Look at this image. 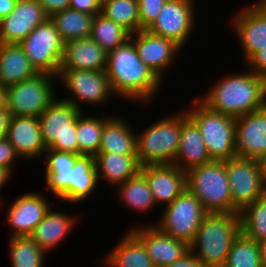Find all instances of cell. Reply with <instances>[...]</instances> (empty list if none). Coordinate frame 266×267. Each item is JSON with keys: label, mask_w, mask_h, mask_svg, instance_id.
I'll return each instance as SVG.
<instances>
[{"label": "cell", "mask_w": 266, "mask_h": 267, "mask_svg": "<svg viewBox=\"0 0 266 267\" xmlns=\"http://www.w3.org/2000/svg\"><path fill=\"white\" fill-rule=\"evenodd\" d=\"M11 114L7 108L0 109V140L7 137Z\"/></svg>", "instance_id": "ee69618b"}, {"label": "cell", "mask_w": 266, "mask_h": 267, "mask_svg": "<svg viewBox=\"0 0 266 267\" xmlns=\"http://www.w3.org/2000/svg\"><path fill=\"white\" fill-rule=\"evenodd\" d=\"M12 175L13 173L9 169H6L0 166V189L1 190H2V187L4 188V186H6V183L10 182V178L12 177ZM3 203L4 201L2 200L0 196V208H2L1 204Z\"/></svg>", "instance_id": "bcb514c9"}, {"label": "cell", "mask_w": 266, "mask_h": 267, "mask_svg": "<svg viewBox=\"0 0 266 267\" xmlns=\"http://www.w3.org/2000/svg\"><path fill=\"white\" fill-rule=\"evenodd\" d=\"M44 173L46 191H51L63 203L85 202L99 185L92 155H81L72 168L45 169Z\"/></svg>", "instance_id": "ba28073f"}, {"label": "cell", "mask_w": 266, "mask_h": 267, "mask_svg": "<svg viewBox=\"0 0 266 267\" xmlns=\"http://www.w3.org/2000/svg\"><path fill=\"white\" fill-rule=\"evenodd\" d=\"M16 2L17 0H0V20L14 10Z\"/></svg>", "instance_id": "f6af8a7d"}, {"label": "cell", "mask_w": 266, "mask_h": 267, "mask_svg": "<svg viewBox=\"0 0 266 267\" xmlns=\"http://www.w3.org/2000/svg\"><path fill=\"white\" fill-rule=\"evenodd\" d=\"M7 108V86L0 83V109Z\"/></svg>", "instance_id": "c3c4849f"}, {"label": "cell", "mask_w": 266, "mask_h": 267, "mask_svg": "<svg viewBox=\"0 0 266 267\" xmlns=\"http://www.w3.org/2000/svg\"><path fill=\"white\" fill-rule=\"evenodd\" d=\"M213 161L204 144L203 136L197 126L187 117L186 111L182 110V128L178 153L174 160L180 170L187 172L197 166Z\"/></svg>", "instance_id": "cb8c5ba5"}, {"label": "cell", "mask_w": 266, "mask_h": 267, "mask_svg": "<svg viewBox=\"0 0 266 267\" xmlns=\"http://www.w3.org/2000/svg\"><path fill=\"white\" fill-rule=\"evenodd\" d=\"M130 40L140 60L163 82L166 70L175 62L181 47L174 41L155 35L148 30L130 34Z\"/></svg>", "instance_id": "2e32d148"}, {"label": "cell", "mask_w": 266, "mask_h": 267, "mask_svg": "<svg viewBox=\"0 0 266 267\" xmlns=\"http://www.w3.org/2000/svg\"><path fill=\"white\" fill-rule=\"evenodd\" d=\"M160 119L136 134L137 158L141 166L174 163L180 141L182 111Z\"/></svg>", "instance_id": "8992f818"}, {"label": "cell", "mask_w": 266, "mask_h": 267, "mask_svg": "<svg viewBox=\"0 0 266 267\" xmlns=\"http://www.w3.org/2000/svg\"><path fill=\"white\" fill-rule=\"evenodd\" d=\"M241 233L257 242L266 239V195L239 212Z\"/></svg>", "instance_id": "d590c367"}, {"label": "cell", "mask_w": 266, "mask_h": 267, "mask_svg": "<svg viewBox=\"0 0 266 267\" xmlns=\"http://www.w3.org/2000/svg\"><path fill=\"white\" fill-rule=\"evenodd\" d=\"M69 8L96 16L101 13L100 0H70Z\"/></svg>", "instance_id": "60d3db41"}, {"label": "cell", "mask_w": 266, "mask_h": 267, "mask_svg": "<svg viewBox=\"0 0 266 267\" xmlns=\"http://www.w3.org/2000/svg\"><path fill=\"white\" fill-rule=\"evenodd\" d=\"M194 0H167L149 32L174 41L181 48L191 38L197 25ZM196 23V25H195Z\"/></svg>", "instance_id": "9a60e30c"}, {"label": "cell", "mask_w": 266, "mask_h": 267, "mask_svg": "<svg viewBox=\"0 0 266 267\" xmlns=\"http://www.w3.org/2000/svg\"><path fill=\"white\" fill-rule=\"evenodd\" d=\"M44 10L45 14L50 17L56 12L64 11L69 8L70 0H37Z\"/></svg>", "instance_id": "b9f144b4"}, {"label": "cell", "mask_w": 266, "mask_h": 267, "mask_svg": "<svg viewBox=\"0 0 266 267\" xmlns=\"http://www.w3.org/2000/svg\"><path fill=\"white\" fill-rule=\"evenodd\" d=\"M65 42L50 18L39 24L19 45L38 73L58 77Z\"/></svg>", "instance_id": "4fadbf2b"}, {"label": "cell", "mask_w": 266, "mask_h": 267, "mask_svg": "<svg viewBox=\"0 0 266 267\" xmlns=\"http://www.w3.org/2000/svg\"><path fill=\"white\" fill-rule=\"evenodd\" d=\"M59 80L71 95L61 99L72 103L80 111L83 110L81 105H85L82 103L102 106L115 95L105 71L60 69Z\"/></svg>", "instance_id": "7c38bea8"}, {"label": "cell", "mask_w": 266, "mask_h": 267, "mask_svg": "<svg viewBox=\"0 0 266 267\" xmlns=\"http://www.w3.org/2000/svg\"><path fill=\"white\" fill-rule=\"evenodd\" d=\"M167 0H138L140 31L147 30L156 20Z\"/></svg>", "instance_id": "f35d334b"}, {"label": "cell", "mask_w": 266, "mask_h": 267, "mask_svg": "<svg viewBox=\"0 0 266 267\" xmlns=\"http://www.w3.org/2000/svg\"><path fill=\"white\" fill-rule=\"evenodd\" d=\"M258 246L263 266L266 267V239L259 241Z\"/></svg>", "instance_id": "681fc988"}, {"label": "cell", "mask_w": 266, "mask_h": 267, "mask_svg": "<svg viewBox=\"0 0 266 267\" xmlns=\"http://www.w3.org/2000/svg\"><path fill=\"white\" fill-rule=\"evenodd\" d=\"M127 231L103 258L104 267H155L143 243L129 229Z\"/></svg>", "instance_id": "4316f807"}, {"label": "cell", "mask_w": 266, "mask_h": 267, "mask_svg": "<svg viewBox=\"0 0 266 267\" xmlns=\"http://www.w3.org/2000/svg\"><path fill=\"white\" fill-rule=\"evenodd\" d=\"M232 197V213L266 195V182L260 173L257 159L233 157L225 160Z\"/></svg>", "instance_id": "5bb4252c"}, {"label": "cell", "mask_w": 266, "mask_h": 267, "mask_svg": "<svg viewBox=\"0 0 266 267\" xmlns=\"http://www.w3.org/2000/svg\"><path fill=\"white\" fill-rule=\"evenodd\" d=\"M90 37L108 54L126 43L130 33L100 13L94 16Z\"/></svg>", "instance_id": "836d02e7"}, {"label": "cell", "mask_w": 266, "mask_h": 267, "mask_svg": "<svg viewBox=\"0 0 266 267\" xmlns=\"http://www.w3.org/2000/svg\"><path fill=\"white\" fill-rule=\"evenodd\" d=\"M185 109L197 126L212 160L225 161L236 157V118L209 109L198 98Z\"/></svg>", "instance_id": "5b68a950"}, {"label": "cell", "mask_w": 266, "mask_h": 267, "mask_svg": "<svg viewBox=\"0 0 266 267\" xmlns=\"http://www.w3.org/2000/svg\"><path fill=\"white\" fill-rule=\"evenodd\" d=\"M114 191L118 195L117 198L120 199L119 202L122 201L123 205L134 212L146 215L157 206L148 183L140 172L118 185Z\"/></svg>", "instance_id": "f546056e"}, {"label": "cell", "mask_w": 266, "mask_h": 267, "mask_svg": "<svg viewBox=\"0 0 266 267\" xmlns=\"http://www.w3.org/2000/svg\"><path fill=\"white\" fill-rule=\"evenodd\" d=\"M120 115H112L103 126L98 152L137 155L136 132Z\"/></svg>", "instance_id": "83f0119b"}, {"label": "cell", "mask_w": 266, "mask_h": 267, "mask_svg": "<svg viewBox=\"0 0 266 267\" xmlns=\"http://www.w3.org/2000/svg\"><path fill=\"white\" fill-rule=\"evenodd\" d=\"M250 72H235L216 80L203 96L197 98L209 109L240 117L266 106V79Z\"/></svg>", "instance_id": "7a4b0ae2"}, {"label": "cell", "mask_w": 266, "mask_h": 267, "mask_svg": "<svg viewBox=\"0 0 266 267\" xmlns=\"http://www.w3.org/2000/svg\"><path fill=\"white\" fill-rule=\"evenodd\" d=\"M57 98L38 117L43 142L47 149L78 154L76 120L82 111Z\"/></svg>", "instance_id": "9c48e42d"}, {"label": "cell", "mask_w": 266, "mask_h": 267, "mask_svg": "<svg viewBox=\"0 0 266 267\" xmlns=\"http://www.w3.org/2000/svg\"><path fill=\"white\" fill-rule=\"evenodd\" d=\"M223 267H264L258 242L240 233L234 240Z\"/></svg>", "instance_id": "8d00e7d4"}, {"label": "cell", "mask_w": 266, "mask_h": 267, "mask_svg": "<svg viewBox=\"0 0 266 267\" xmlns=\"http://www.w3.org/2000/svg\"><path fill=\"white\" fill-rule=\"evenodd\" d=\"M111 117L101 114V117L89 116L82 111L76 120V135L78 155L95 156L101 144L104 123Z\"/></svg>", "instance_id": "1f68e13d"}, {"label": "cell", "mask_w": 266, "mask_h": 267, "mask_svg": "<svg viewBox=\"0 0 266 267\" xmlns=\"http://www.w3.org/2000/svg\"><path fill=\"white\" fill-rule=\"evenodd\" d=\"M140 173L145 177L157 206L172 203L186 189V172L174 164L143 165Z\"/></svg>", "instance_id": "ffe728a7"}, {"label": "cell", "mask_w": 266, "mask_h": 267, "mask_svg": "<svg viewBox=\"0 0 266 267\" xmlns=\"http://www.w3.org/2000/svg\"><path fill=\"white\" fill-rule=\"evenodd\" d=\"M151 224L133 225L129 230L143 243L155 267H167L190 251L189 244L161 232Z\"/></svg>", "instance_id": "ac0fdd59"}, {"label": "cell", "mask_w": 266, "mask_h": 267, "mask_svg": "<svg viewBox=\"0 0 266 267\" xmlns=\"http://www.w3.org/2000/svg\"><path fill=\"white\" fill-rule=\"evenodd\" d=\"M77 216L66 212L52 210L47 212L42 221L38 223L29 237L37 243L46 253L62 245L72 229L77 224Z\"/></svg>", "instance_id": "d4e9b609"}, {"label": "cell", "mask_w": 266, "mask_h": 267, "mask_svg": "<svg viewBox=\"0 0 266 267\" xmlns=\"http://www.w3.org/2000/svg\"><path fill=\"white\" fill-rule=\"evenodd\" d=\"M240 233L239 213H207L189 245L190 251L206 267H223Z\"/></svg>", "instance_id": "3957f363"}, {"label": "cell", "mask_w": 266, "mask_h": 267, "mask_svg": "<svg viewBox=\"0 0 266 267\" xmlns=\"http://www.w3.org/2000/svg\"><path fill=\"white\" fill-rule=\"evenodd\" d=\"M206 214L201 201L186 188L172 203L165 205L153 225L190 245Z\"/></svg>", "instance_id": "8fae6325"}, {"label": "cell", "mask_w": 266, "mask_h": 267, "mask_svg": "<svg viewBox=\"0 0 266 267\" xmlns=\"http://www.w3.org/2000/svg\"><path fill=\"white\" fill-rule=\"evenodd\" d=\"M20 156L16 153L14 147L7 138L0 140V166L9 169L12 173L15 170L14 163ZM13 165V166H12ZM14 169V170H13Z\"/></svg>", "instance_id": "ab89813d"}, {"label": "cell", "mask_w": 266, "mask_h": 267, "mask_svg": "<svg viewBox=\"0 0 266 267\" xmlns=\"http://www.w3.org/2000/svg\"><path fill=\"white\" fill-rule=\"evenodd\" d=\"M258 166L264 181L266 182V152L257 158Z\"/></svg>", "instance_id": "7dc6e473"}, {"label": "cell", "mask_w": 266, "mask_h": 267, "mask_svg": "<svg viewBox=\"0 0 266 267\" xmlns=\"http://www.w3.org/2000/svg\"><path fill=\"white\" fill-rule=\"evenodd\" d=\"M253 3L237 11L230 24L243 49L245 68L266 79V0Z\"/></svg>", "instance_id": "277c9868"}, {"label": "cell", "mask_w": 266, "mask_h": 267, "mask_svg": "<svg viewBox=\"0 0 266 267\" xmlns=\"http://www.w3.org/2000/svg\"><path fill=\"white\" fill-rule=\"evenodd\" d=\"M6 138L20 158L25 160L43 157L47 150L38 117L11 116Z\"/></svg>", "instance_id": "7402d4cb"}, {"label": "cell", "mask_w": 266, "mask_h": 267, "mask_svg": "<svg viewBox=\"0 0 266 267\" xmlns=\"http://www.w3.org/2000/svg\"><path fill=\"white\" fill-rule=\"evenodd\" d=\"M94 159L99 183L103 179L110 187L123 184L141 169L137 155L98 152Z\"/></svg>", "instance_id": "484cf974"}, {"label": "cell", "mask_w": 266, "mask_h": 267, "mask_svg": "<svg viewBox=\"0 0 266 267\" xmlns=\"http://www.w3.org/2000/svg\"><path fill=\"white\" fill-rule=\"evenodd\" d=\"M47 18L37 0H17L14 10L0 20V44H19Z\"/></svg>", "instance_id": "d6986e66"}, {"label": "cell", "mask_w": 266, "mask_h": 267, "mask_svg": "<svg viewBox=\"0 0 266 267\" xmlns=\"http://www.w3.org/2000/svg\"><path fill=\"white\" fill-rule=\"evenodd\" d=\"M80 156L71 152L47 149L41 159H45V169H64L74 167Z\"/></svg>", "instance_id": "74e56055"}, {"label": "cell", "mask_w": 266, "mask_h": 267, "mask_svg": "<svg viewBox=\"0 0 266 267\" xmlns=\"http://www.w3.org/2000/svg\"><path fill=\"white\" fill-rule=\"evenodd\" d=\"M51 207L42 192H27L15 198L5 214L6 224L12 230L10 237L29 236Z\"/></svg>", "instance_id": "e0dca14e"}, {"label": "cell", "mask_w": 266, "mask_h": 267, "mask_svg": "<svg viewBox=\"0 0 266 267\" xmlns=\"http://www.w3.org/2000/svg\"><path fill=\"white\" fill-rule=\"evenodd\" d=\"M58 77L37 73L32 78L7 87V109L11 116L39 117L58 96Z\"/></svg>", "instance_id": "30bf717a"}, {"label": "cell", "mask_w": 266, "mask_h": 267, "mask_svg": "<svg viewBox=\"0 0 266 267\" xmlns=\"http://www.w3.org/2000/svg\"><path fill=\"white\" fill-rule=\"evenodd\" d=\"M37 73L19 44H0V83L3 86L25 81Z\"/></svg>", "instance_id": "f1b7e54d"}, {"label": "cell", "mask_w": 266, "mask_h": 267, "mask_svg": "<svg viewBox=\"0 0 266 267\" xmlns=\"http://www.w3.org/2000/svg\"><path fill=\"white\" fill-rule=\"evenodd\" d=\"M167 267H206L191 251Z\"/></svg>", "instance_id": "7bdbcfd3"}, {"label": "cell", "mask_w": 266, "mask_h": 267, "mask_svg": "<svg viewBox=\"0 0 266 267\" xmlns=\"http://www.w3.org/2000/svg\"><path fill=\"white\" fill-rule=\"evenodd\" d=\"M64 42L88 38L91 35L94 16L67 8L49 17Z\"/></svg>", "instance_id": "4dcf8cb0"}, {"label": "cell", "mask_w": 266, "mask_h": 267, "mask_svg": "<svg viewBox=\"0 0 266 267\" xmlns=\"http://www.w3.org/2000/svg\"><path fill=\"white\" fill-rule=\"evenodd\" d=\"M107 52L91 37L66 41L60 69L105 71Z\"/></svg>", "instance_id": "603a6c76"}, {"label": "cell", "mask_w": 266, "mask_h": 267, "mask_svg": "<svg viewBox=\"0 0 266 267\" xmlns=\"http://www.w3.org/2000/svg\"><path fill=\"white\" fill-rule=\"evenodd\" d=\"M237 157L257 159L266 152V106L236 118Z\"/></svg>", "instance_id": "44dd1931"}, {"label": "cell", "mask_w": 266, "mask_h": 267, "mask_svg": "<svg viewBox=\"0 0 266 267\" xmlns=\"http://www.w3.org/2000/svg\"><path fill=\"white\" fill-rule=\"evenodd\" d=\"M101 14L130 34L140 31L138 0H102Z\"/></svg>", "instance_id": "d6a6232c"}, {"label": "cell", "mask_w": 266, "mask_h": 267, "mask_svg": "<svg viewBox=\"0 0 266 267\" xmlns=\"http://www.w3.org/2000/svg\"><path fill=\"white\" fill-rule=\"evenodd\" d=\"M12 267H43L46 252L29 236L9 238Z\"/></svg>", "instance_id": "e575fe53"}, {"label": "cell", "mask_w": 266, "mask_h": 267, "mask_svg": "<svg viewBox=\"0 0 266 267\" xmlns=\"http://www.w3.org/2000/svg\"><path fill=\"white\" fill-rule=\"evenodd\" d=\"M186 188L207 213H232V197L225 161L213 160L186 172Z\"/></svg>", "instance_id": "52a82bcc"}, {"label": "cell", "mask_w": 266, "mask_h": 267, "mask_svg": "<svg viewBox=\"0 0 266 267\" xmlns=\"http://www.w3.org/2000/svg\"><path fill=\"white\" fill-rule=\"evenodd\" d=\"M115 94L125 101L140 105L152 103L163 82L139 58L129 39L116 50L109 52L105 70ZM127 99V100H126Z\"/></svg>", "instance_id": "6da1fadb"}]
</instances>
